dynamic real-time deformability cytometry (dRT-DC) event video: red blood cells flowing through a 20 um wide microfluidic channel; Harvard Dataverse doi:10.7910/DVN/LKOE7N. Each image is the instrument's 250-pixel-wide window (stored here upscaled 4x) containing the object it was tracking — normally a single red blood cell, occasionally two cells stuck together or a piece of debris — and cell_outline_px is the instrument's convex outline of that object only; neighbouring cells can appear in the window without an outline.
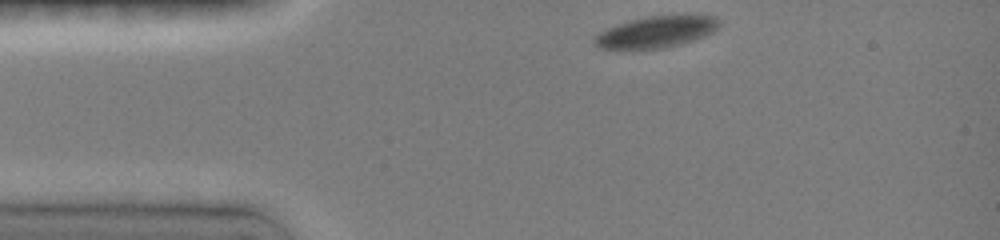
{"species": "common noctule bat (a hibernating species)", "species_latin": "Nyctalus noctula", "temperature_condition": "room temperature", "stored_images_in_passage": 37, "camera_frame_rate_fps": 3000, "um_per_image_px": 0.085, "animal": {"sex": "female", "body_mass_g": 19.0, "forearm_length_mm": 51.5}, "frame": {"image": 1, "passage_image": 1, "time_ms": 0.0, "image_size_px": [1000, 240], "cell_outline_px": [[720, 24], [712, 32], [704, 36], [656, 48], [600, 48], [596, 44], [596, 36], [600, 32], [616, 24], [628, 20], [648, 16], [684, 12], [716, 16]], "centroid_in_image_um": [55.85, 2.62], "position_along_channel_um": 29.2, "area_um2": 22.72}}
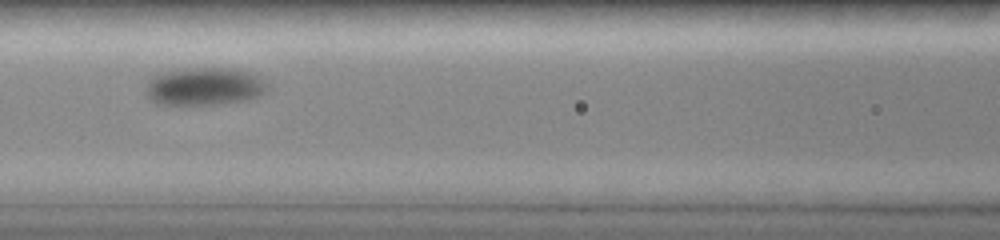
{"frame": {"image": 2, "passage_image": 14, "time_ms": 4.333, "image_size_px": [1000, 240], "cell_outline_px": [[264, 88], [256, 96], [244, 100], [220, 104], [156, 104], [148, 96], [148, 80], [156, 72], [188, 68], [232, 68], [252, 72], [264, 84]], "centroid_in_image_um": [17.28, 7.32], "position_along_channel_um": 149.3, "area_um2": 26.3}}
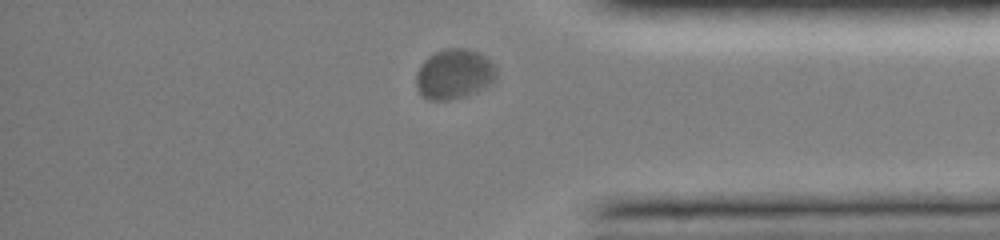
{"frame": {"image": 3, "passage_image": 34, "time_ms": 11.0, "image_size_px": [1000, 240], "cell_outline_px": [[496, 76], [492, 84], [476, 92], [448, 100], [428, 100], [420, 92], [416, 84], [416, 72], [424, 60], [428, 56], [436, 52], [448, 48], [464, 48], [480, 52], [496, 64]], "centroid_in_image_um": [38.63, 6.28], "position_along_channel_um": 396.6, "area_um2": 23.47}, "authors_computed_cell_mechanics": {"area_um2": 24.1026, "velocity_mm_per_s": 3.7527, "shape_relaxation_time_tau1_ms": 1.5111, "shape_relaxation_time_tau2_ms": null, "deformation_change_tau1": 0.0699, "deformation_change_tau2": null}}